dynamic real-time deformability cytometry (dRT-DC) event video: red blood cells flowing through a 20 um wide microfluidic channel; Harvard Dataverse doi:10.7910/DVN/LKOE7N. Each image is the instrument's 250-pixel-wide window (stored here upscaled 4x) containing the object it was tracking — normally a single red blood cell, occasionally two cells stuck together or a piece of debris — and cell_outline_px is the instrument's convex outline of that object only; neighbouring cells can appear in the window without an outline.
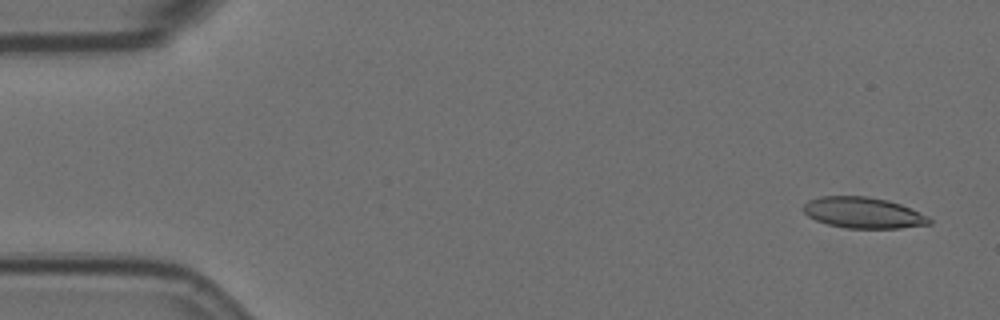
{"species": "Egyptian fruit bat (a non-hibernating species)", "species_latin": "Rousettus aegyptiacus", "temperature_condition": "room temperature", "stored_images_in_passage": 5, "camera_frame_rate_fps": 3000, "um_per_image_px": 0.085, "animal": {"sex": "female"}, "frame": {"image": 1, "passage_image": 1, "time_ms": 0.0, "image_size_px": [1000, 320], "cell_outline_px": [[932, 224], [900, 228], [848, 228], [828, 224], [816, 220], [808, 216], [804, 212], [804, 204], [808, 200], [820, 196], [868, 196], [888, 200], [900, 204], [932, 220]], "centroid_in_image_um": [73.33, 18.08], "position_along_channel_um": 11.7, "area_um2": 22.48}}
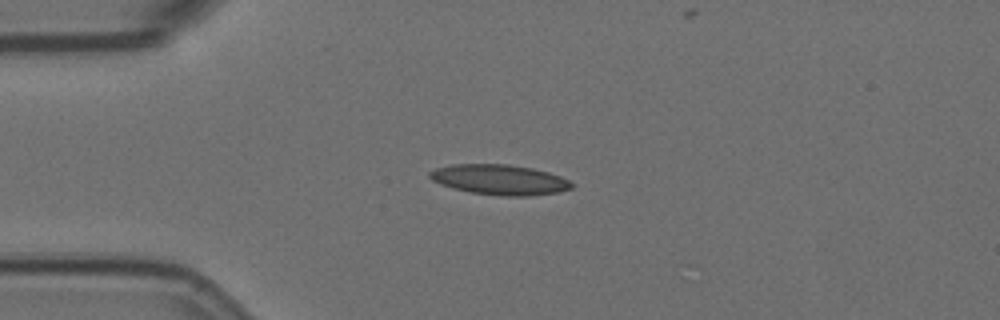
{"frame": {"image": 2, "passage_image": 4, "time_ms": 1.0, "image_size_px": [1000, 320], "cell_outline_px": [[576, 184], [572, 188], [560, 192], [528, 196], [500, 196], [472, 192], [452, 188], [440, 184], [432, 180], [428, 176], [428, 172], [436, 168], [452, 164], [508, 164], [532, 168], [548, 172], [560, 176]], "centroid_in_image_um": [42.48, 15.27], "position_along_channel_um": 42.5, "area_um2": 25.14}}